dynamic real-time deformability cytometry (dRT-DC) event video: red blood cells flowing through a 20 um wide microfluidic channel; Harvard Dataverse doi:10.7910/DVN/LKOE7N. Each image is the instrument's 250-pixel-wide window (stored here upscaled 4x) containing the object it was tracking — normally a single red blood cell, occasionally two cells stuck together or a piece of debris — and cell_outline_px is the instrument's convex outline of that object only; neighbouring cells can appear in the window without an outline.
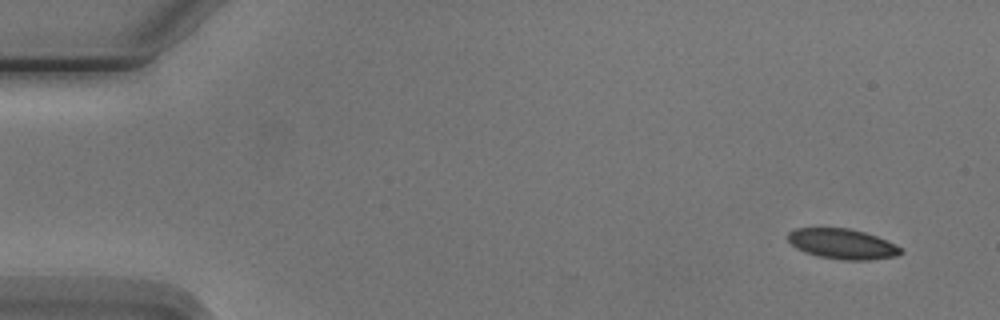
{"species": "Egyptian fruit bat (a non-hibernating species)", "species_latin": "Rousettus aegyptiacus", "temperature_condition": "cold", "stored_images_in_passage": 7, "camera_frame_rate_fps": 3000, "um_per_image_px": 0.085, "animal": {"sex": "male"}, "frame": {"image": 1, "passage_image": 1, "time_ms": 0.0, "image_size_px": [1000, 320], "cell_outline_px": [[904, 252], [896, 256], [872, 260], [840, 260], [820, 256], [804, 252], [796, 248], [788, 240], [788, 232], [796, 228], [848, 228], [864, 232], [888, 240], [900, 248]], "centroid_in_image_um": [71.61, 20.74], "position_along_channel_um": 13.4, "area_um2": 19.88}}
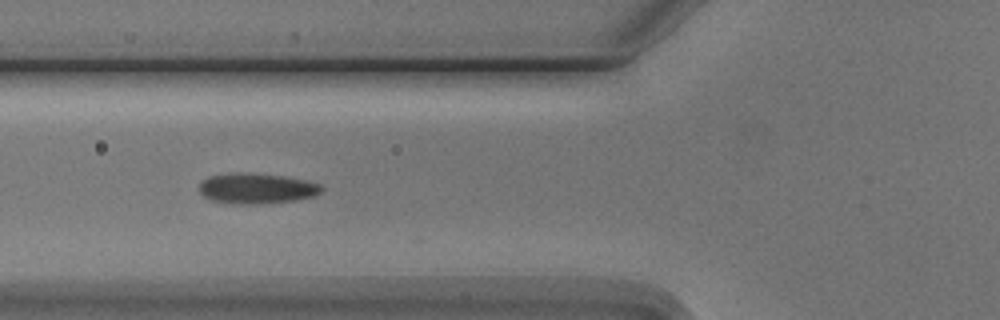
{"frame": {"image": 2, "passage_image": 6, "time_ms": 5.667, "image_size_px": [1000, 320], "cell_outline_px": [[324, 188], [316, 196], [296, 200], [264, 204], [240, 204], [212, 200], [204, 196], [200, 192], [200, 180], [208, 176], [240, 172], [280, 176], [304, 180], [320, 184]], "centroid_in_image_um": [21.82, 16.02], "position_along_channel_um": 104.0, "area_um2": 21.62}}
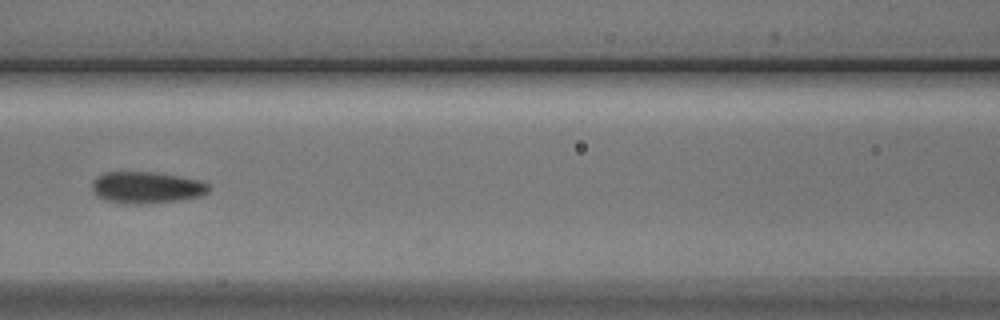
{"frame": {"image": 3, "passage_image": 7, "time_ms": 7.0, "image_size_px": [1000, 320], "cell_outline_px": [[212, 188], [208, 192], [200, 196], [180, 200], [140, 204], [124, 204], [104, 200], [96, 196], [92, 188], [92, 180], [96, 176], [104, 172], [156, 172], [180, 176], [200, 180], [208, 184]], "centroid_in_image_um": [12.44, 15.94], "position_along_channel_um": 154.2, "area_um2": 21.85}}